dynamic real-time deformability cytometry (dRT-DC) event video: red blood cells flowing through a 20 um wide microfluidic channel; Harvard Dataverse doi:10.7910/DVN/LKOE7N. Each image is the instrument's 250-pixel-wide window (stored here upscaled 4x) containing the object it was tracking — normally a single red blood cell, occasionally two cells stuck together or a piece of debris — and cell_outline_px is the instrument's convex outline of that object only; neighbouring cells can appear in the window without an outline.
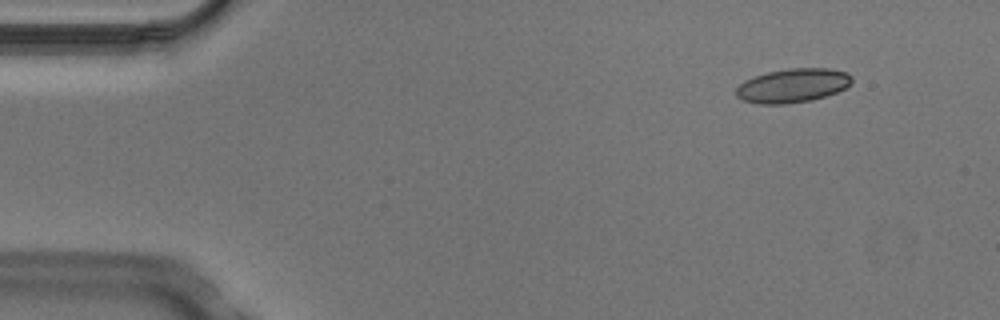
{"species": "Egyptian fruit bat (a non-hibernating species)", "species_latin": "Rousettus aegyptiacus", "temperature_condition": "cold", "stored_images_in_passage": 5, "camera_frame_rate_fps": 3000, "um_per_image_px": 0.085, "animal": {"sex": "male"}, "frame": {"image": 1, "passage_image": 2, "time_ms": 0.333, "image_size_px": [1000, 320], "cell_outline_px": [[852, 84], [836, 92], [812, 100], [784, 104], [760, 104], [740, 100], [736, 96], [736, 88], [744, 80], [768, 72], [788, 68], [828, 68], [848, 72], [852, 76]], "centroid_in_image_um": [67.38, 7.27], "position_along_channel_um": 17.6, "area_um2": 23.0}}